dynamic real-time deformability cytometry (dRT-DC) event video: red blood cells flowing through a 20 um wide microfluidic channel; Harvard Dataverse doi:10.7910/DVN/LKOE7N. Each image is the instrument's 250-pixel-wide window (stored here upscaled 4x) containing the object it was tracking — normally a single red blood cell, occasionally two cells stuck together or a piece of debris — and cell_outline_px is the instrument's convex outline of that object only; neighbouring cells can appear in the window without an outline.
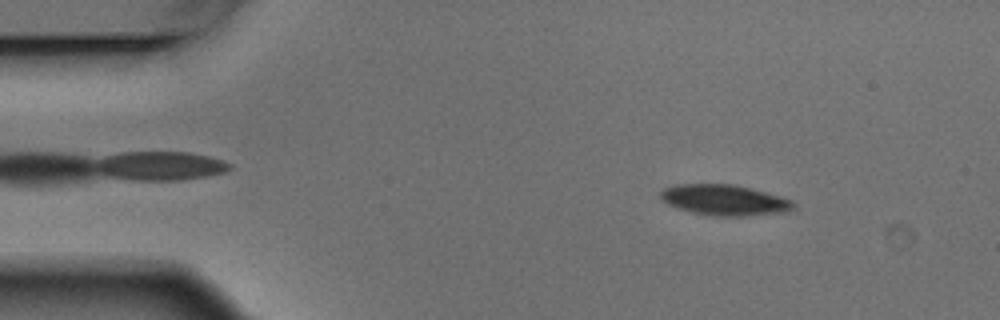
{"species": "Egyptian fruit bat (a non-hibernating species)", "species_latin": "Rousettus aegyptiacus", "temperature_condition": "warm", "stored_images_in_passage": 4, "camera_frame_rate_fps": 3000, "um_per_image_px": 0.085, "animal": {"sex": "male"}, "frame": {"image": 1, "passage_image": 2, "time_ms": 0.333, "image_size_px": [1000, 320], "cell_outline_px": [[796, 208], [788, 212], [744, 216], [708, 216], [692, 212], [668, 204], [660, 196], [660, 192], [664, 188], [676, 184], [736, 184], [752, 188], [780, 196], [792, 200], [796, 204]], "centroid_in_image_um": [61.64, 17.0], "position_along_channel_um": 23.4, "area_um2": 23.99}}